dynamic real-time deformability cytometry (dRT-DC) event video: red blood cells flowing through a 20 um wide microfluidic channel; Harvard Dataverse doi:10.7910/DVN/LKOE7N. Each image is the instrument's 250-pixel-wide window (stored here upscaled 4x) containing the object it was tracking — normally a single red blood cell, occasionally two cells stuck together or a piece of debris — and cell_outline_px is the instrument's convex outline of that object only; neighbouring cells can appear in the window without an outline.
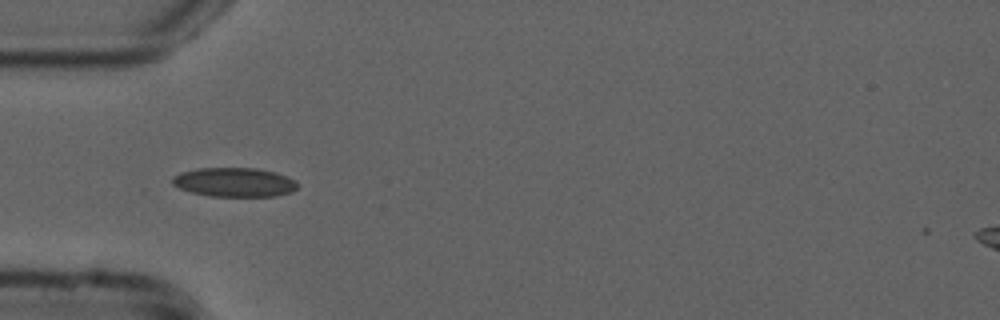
{"species": "common noctule bat (a hibernating species)", "species_latin": "Nyctalus noctula", "temperature_condition": "cold", "stored_images_in_passage": 15, "camera_frame_rate_fps": 3000, "um_per_image_px": 0.085, "animal": {"sex": "male", "forearm_length_mm": 52.5}, "frame": {"image": 1, "passage_image": 3, "time_ms": 0.667, "image_size_px": [1000, 320], "cell_outline_px": [[300, 184], [292, 192], [276, 196], [208, 196], [192, 192], [180, 188], [172, 184], [172, 176], [180, 172], [200, 168], [256, 168], [276, 172], [288, 176], [296, 180]], "centroid_in_image_um": [19.96, 15.48], "position_along_channel_um": 65.0, "area_um2": 21.44}}
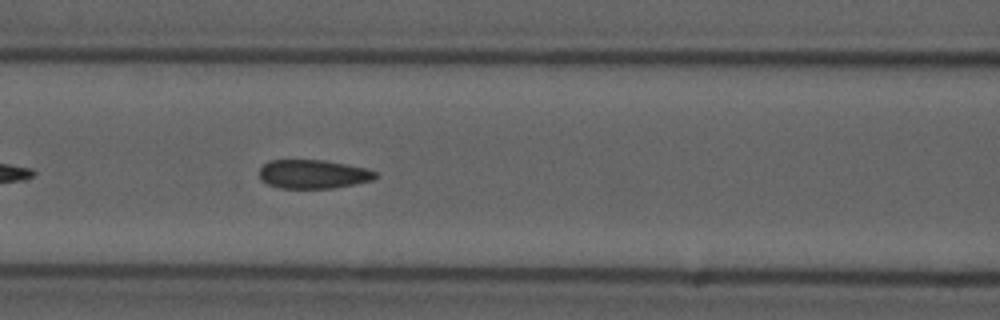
{"frame": {"image": 2, "passage_image": 9, "time_ms": 2.667, "image_size_px": [1000, 320], "cell_outline_px": [[376, 176], [372, 180], [332, 188], [280, 188], [268, 184], [260, 180], [260, 168], [268, 160], [324, 160], [348, 164], [364, 168], [376, 172]], "centroid_in_image_um": [26.58, 14.79], "position_along_channel_um": 140.0, "area_um2": 19.36}}
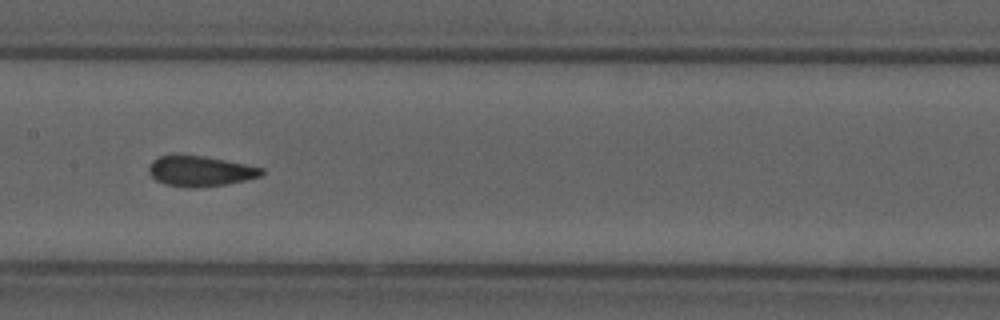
{"frame": {"image": 3, "passage_image": 13, "time_ms": 4.0, "image_size_px": [1000, 320], "cell_outline_px": [[264, 172], [260, 176], [244, 180], [224, 184], [196, 188], [188, 188], [164, 184], [156, 180], [148, 172], [148, 168], [152, 160], [160, 156], [172, 152], [204, 156], [264, 168]], "centroid_in_image_um": [16.94, 14.51], "position_along_channel_um": 190.5, "area_um2": 20.29}}